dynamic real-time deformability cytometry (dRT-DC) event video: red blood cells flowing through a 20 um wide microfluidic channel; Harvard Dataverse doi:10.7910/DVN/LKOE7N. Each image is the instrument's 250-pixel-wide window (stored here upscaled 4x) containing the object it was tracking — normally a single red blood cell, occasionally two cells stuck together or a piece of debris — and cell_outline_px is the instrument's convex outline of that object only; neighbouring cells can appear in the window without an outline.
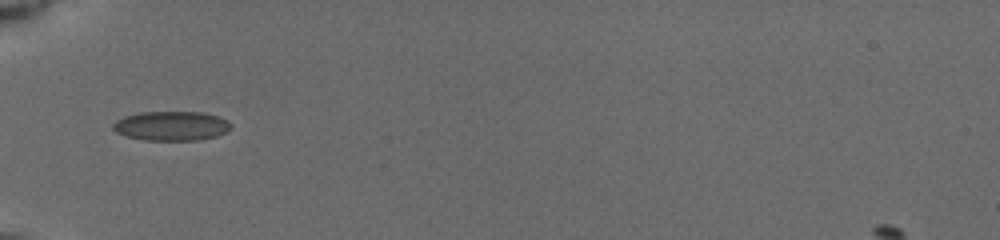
{"species": "common noctule bat (a hibernating species)", "species_latin": "Nyctalus noctula", "temperature_condition": "cold", "stored_images_in_passage": 12, "camera_frame_rate_fps": 3000, "um_per_image_px": 0.085, "animal": {"sex": "female", "body_mass_g": 19.5, "forearm_length_mm": 54.1}, "frame": {"image": 1, "passage_image": 1, "time_ms": 0.0, "image_size_px": [1000, 240], "cell_outline_px": [[232, 128], [216, 136], [200, 140], [144, 140], [124, 136], [116, 132], [112, 128], [112, 124], [116, 120], [124, 116], [140, 112], [204, 112], [228, 120], [232, 124]], "centroid_in_image_um": [14.55, 10.7], "position_along_channel_um": 70.4, "area_um2": 20.35}}
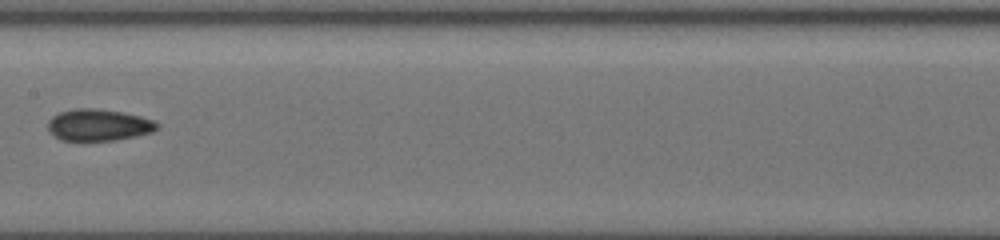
{"frame": {"image": 2, "passage_image": 6, "time_ms": 3.333, "image_size_px": [1000, 240], "cell_outline_px": [[160, 124], [152, 132], [136, 136], [116, 140], [60, 140], [52, 136], [48, 128], [48, 120], [52, 116], [60, 112], [76, 108], [96, 108], [120, 112], [140, 116], [152, 120]], "centroid_in_image_um": [8.34, 10.62], "position_along_channel_um": 199.1, "area_um2": 20.11}}
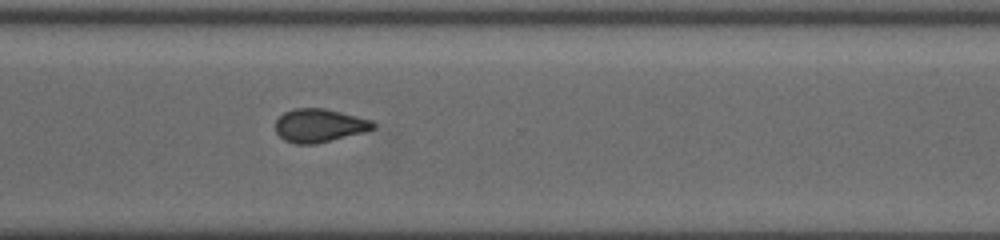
{"frame": {"image": 3, "passage_image": 12, "time_ms": 7.0, "image_size_px": [1000, 240], "cell_outline_px": [[376, 128], [316, 144], [296, 144], [284, 140], [276, 132], [276, 120], [284, 112], [296, 108], [324, 108], [372, 120], [376, 124]], "centroid_in_image_um": [27.12, 10.66], "position_along_channel_um": 343.5, "area_um2": 18.79}}